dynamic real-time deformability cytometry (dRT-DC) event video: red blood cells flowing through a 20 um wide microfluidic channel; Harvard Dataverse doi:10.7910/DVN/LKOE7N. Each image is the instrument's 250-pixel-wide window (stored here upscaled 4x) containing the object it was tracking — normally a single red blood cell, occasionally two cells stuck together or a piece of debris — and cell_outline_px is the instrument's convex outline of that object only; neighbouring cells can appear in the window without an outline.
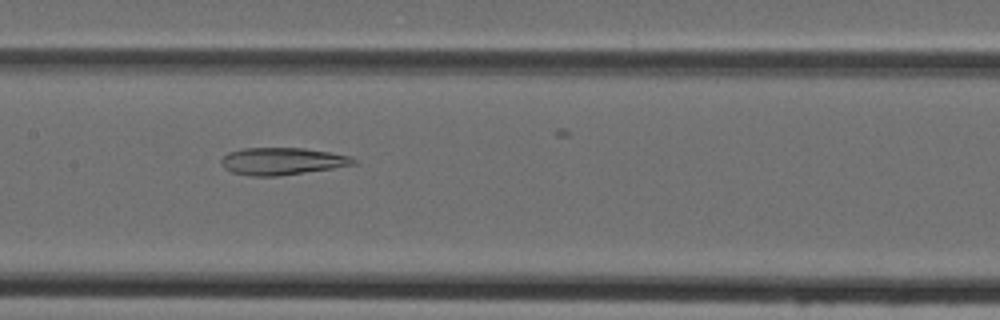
{"species": "Egyptian fruit bat (a non-hibernating species)", "species_latin": "Rousettus aegyptiacus", "temperature_condition": "cold", "stored_images_in_passage": 48, "camera_frame_rate_fps": 3000, "um_per_image_px": 0.085, "animal": {"sex": "female"}, "frame": {"image": 1, "passage_image": 24, "time_ms": 7.667, "image_size_px": [1000, 320], "cell_outline_px": [[356, 164], [332, 168], [280, 176], [252, 176], [232, 172], [224, 168], [220, 160], [228, 152], [244, 148], [304, 148], [352, 156], [356, 160]], "centroid_in_image_um": [23.98, 13.7], "position_along_channel_um": 183.4, "area_um2": 20.92}}
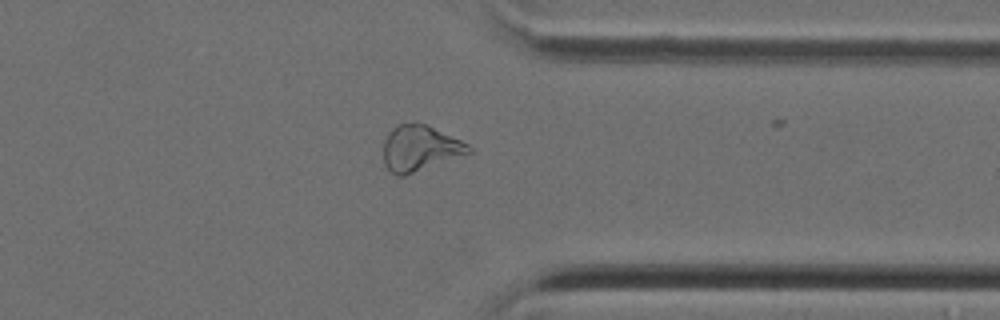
{"frame": {"image": 2, "passage_image": 38, "time_ms": 12.333, "image_size_px": [1000, 320], "cell_outline_px": [[472, 152], [404, 176], [396, 176], [384, 164], [384, 140], [388, 132], [392, 128], [400, 124], [424, 124], [460, 140], [468, 144], [472, 148]], "centroid_in_image_um": [35.67, 12.62], "position_along_channel_um": 375.7, "area_um2": 22.25}}
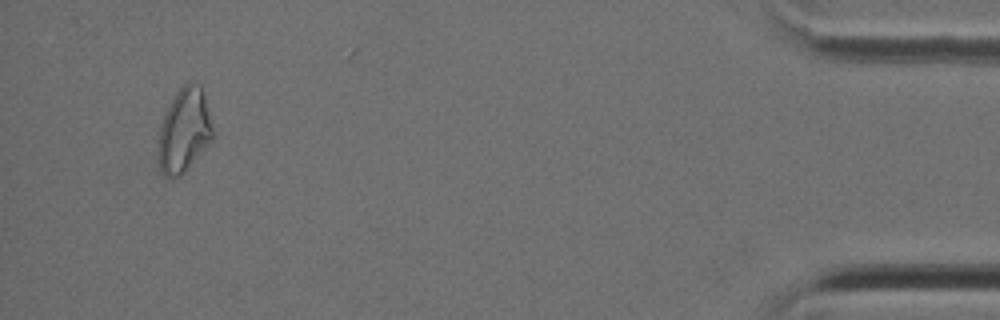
{"frame": {"image": 3, "passage_image": 46, "time_ms": 15.0, "image_size_px": [1000, 320], "cell_outline_px": [[212, 140], [184, 172], [180, 176], [172, 180], [164, 176], [160, 172], [156, 152], [160, 124], [164, 112], [176, 92], [184, 84], [200, 84], [204, 96], [212, 128]], "centroid_in_image_um": [15.58, 11.16], "position_along_channel_um": 419.6, "area_um2": 26.76}}